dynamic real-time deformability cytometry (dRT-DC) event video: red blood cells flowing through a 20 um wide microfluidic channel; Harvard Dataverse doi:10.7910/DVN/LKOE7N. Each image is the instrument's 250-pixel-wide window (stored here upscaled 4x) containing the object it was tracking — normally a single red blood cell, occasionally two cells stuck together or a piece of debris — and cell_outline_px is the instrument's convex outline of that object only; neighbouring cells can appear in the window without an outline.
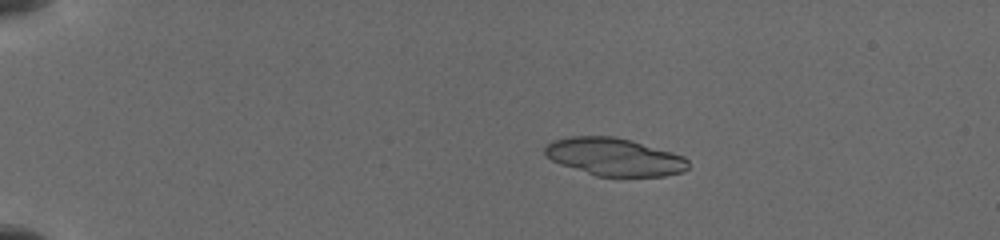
{"species": "common noctule bat (a hibernating species)", "species_latin": "Nyctalus noctula", "temperature_condition": "cold", "stored_images_in_passage": 16, "camera_frame_rate_fps": 3000, "um_per_image_px": 0.085, "animal": {"sex": "female", "body_mass_g": 19.5, "forearm_length_mm": 54.1}, "frame": {"image": 1, "passage_image": 5, "time_ms": 3.667, "image_size_px": [1000, 240], "cell_outline_px": [[688, 168], [684, 172], [664, 176], [596, 176], [560, 164], [544, 156], [544, 148], [552, 140], [572, 136], [612, 136], [632, 140], [672, 152], [684, 156], [688, 160]], "centroid_in_image_um": [52.22, 13.33], "position_along_channel_um": 32.8, "area_um2": 31.62}}